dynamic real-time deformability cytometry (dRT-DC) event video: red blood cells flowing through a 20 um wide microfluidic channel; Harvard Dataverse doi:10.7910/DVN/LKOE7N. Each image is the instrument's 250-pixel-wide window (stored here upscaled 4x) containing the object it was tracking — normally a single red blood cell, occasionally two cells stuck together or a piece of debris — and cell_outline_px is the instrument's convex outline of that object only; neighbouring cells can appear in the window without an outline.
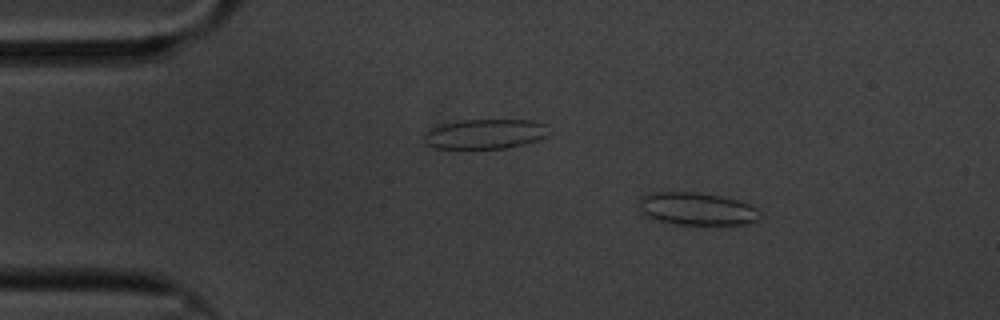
{"species": "common noctule bat (a hibernating species)", "species_latin": "Nyctalus noctula", "temperature_condition": "cold", "stored_images_in_passage": 59, "camera_frame_rate_fps": 3000, "um_per_image_px": 0.085, "animal": {"sex": "male", "body_mass_g": 20.1, "forearm_length_mm": 53.5}, "frame": {"image": 1, "passage_image": 8, "time_ms": 2.333, "image_size_px": [1000, 320], "cell_outline_px": [[764, 216], [748, 224], [676, 224], [656, 220], [648, 216], [640, 208], [640, 196], [656, 192], [696, 192], [720, 196], [736, 200], [748, 204], [756, 208]], "centroid_in_image_um": [59.26, 17.75], "position_along_channel_um": 25.7, "area_um2": 22.77}}
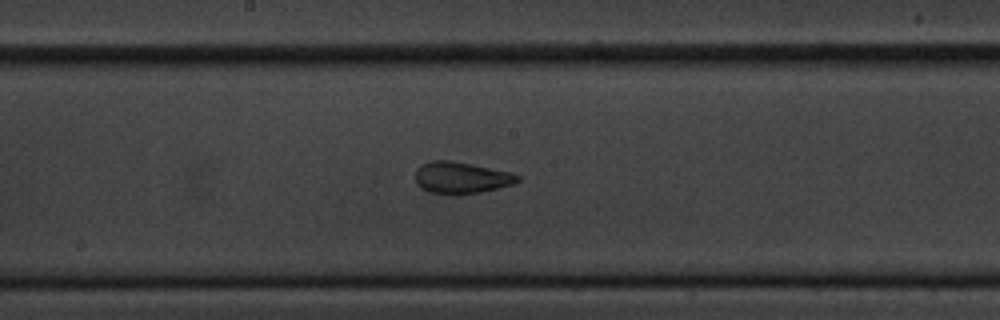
{"frame": {"image": 2, "passage_image": 30, "time_ms": 9.667, "image_size_px": [1000, 320], "cell_outline_px": [[520, 180], [512, 184], [480, 192], [456, 196], [452, 196], [428, 192], [420, 188], [416, 184], [416, 168], [420, 164], [432, 160], [448, 160], [472, 164], [508, 172], [520, 176]], "centroid_in_image_um": [39.13, 15.12], "position_along_channel_um": 209.1, "area_um2": 19.07}}
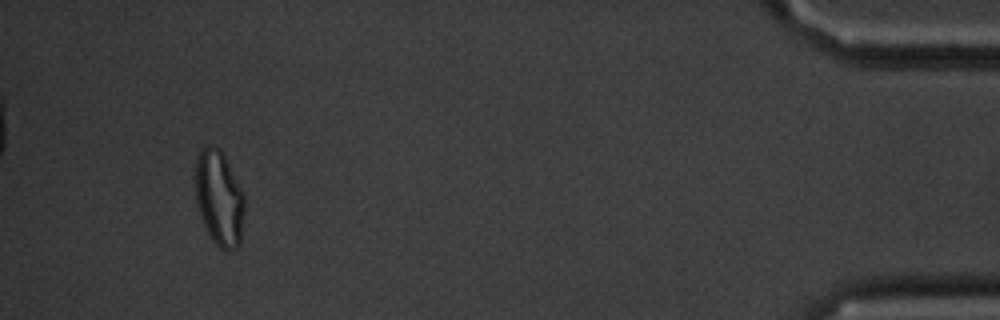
{"frame": {"image": 3, "passage_image": 55, "time_ms": 18.0, "image_size_px": [1000, 320], "cell_outline_px": [[244, 212], [240, 244], [236, 248], [228, 252], [224, 252], [212, 240], [200, 216], [196, 200], [196, 160], [200, 148], [208, 144], [220, 148], [244, 192]], "centroid_in_image_um": [18.64, 16.85], "position_along_channel_um": 416.6, "area_um2": 27.51}, "authors_computed_cell_mechanics": {"area_um2": 20.23, "velocity_mm_per_s": 3.3203, "shape_relaxation_time_tau1_ms": 6.2949, "shape_relaxation_time_tau2_ms": 1.7011, "deformation_change_tau1": 0.1303, "deformation_change_tau2": 0.0824}}